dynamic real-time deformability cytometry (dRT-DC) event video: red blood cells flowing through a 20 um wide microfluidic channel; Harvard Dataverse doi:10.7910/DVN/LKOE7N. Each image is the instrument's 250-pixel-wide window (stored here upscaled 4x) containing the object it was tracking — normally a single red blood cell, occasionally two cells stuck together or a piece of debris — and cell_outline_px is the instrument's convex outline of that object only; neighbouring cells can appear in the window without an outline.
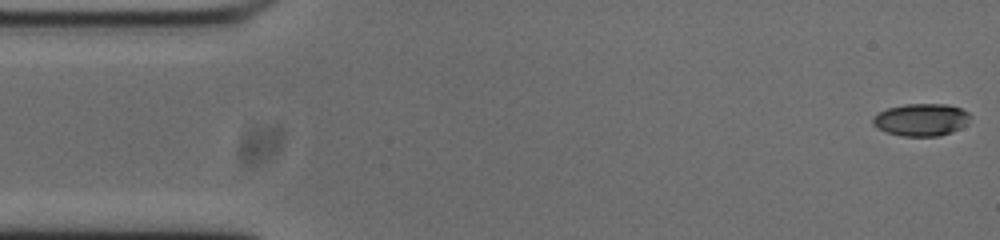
{"species": "common noctule bat (a hibernating species)", "species_latin": "Nyctalus noctula", "temperature_condition": "cold", "stored_images_in_passage": 53, "camera_frame_rate_fps": 3000, "um_per_image_px": 0.085, "animal": {"sex": "male", "body_mass_g": 20.0, "forearm_length_mm": 53.3}, "frame": {"image": 1, "passage_image": 1, "time_ms": 0.0, "image_size_px": [1000, 240], "cell_outline_px": [[972, 116], [968, 124], [952, 132], [940, 136], [900, 136], [876, 128], [872, 124], [872, 116], [888, 108], [904, 104], [948, 104], [960, 108], [968, 112]], "centroid_in_image_um": [78.32, 10.18], "position_along_channel_um": 6.7, "area_um2": 18.61}}
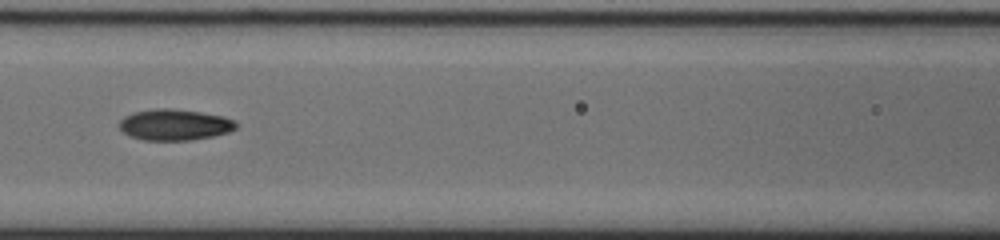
{"frame": {"image": 2, "passage_image": 22, "time_ms": 7.0, "image_size_px": [1000, 240], "cell_outline_px": [[236, 128], [228, 132], [212, 136], [192, 140], [144, 140], [128, 136], [120, 128], [120, 120], [124, 116], [132, 112], [156, 108], [172, 108], [200, 112], [224, 116], [236, 120]], "centroid_in_image_um": [14.83, 10.59], "position_along_channel_um": 151.8, "area_um2": 21.27}}
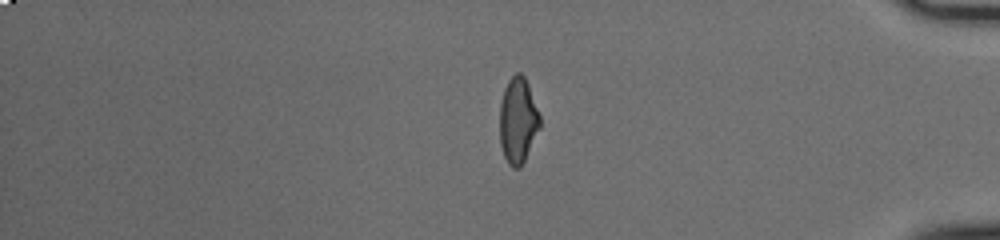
{"frame": {"image": 3, "passage_image": 44, "time_ms": 14.333, "image_size_px": [1000, 240], "cell_outline_px": [[540, 128], [520, 168], [512, 168], [508, 164], [504, 156], [500, 144], [500, 104], [504, 88], [508, 80], [516, 72], [520, 72], [524, 76], [528, 84], [540, 116]], "centroid_in_image_um": [44.01, 10.23], "position_along_channel_um": 391.2, "area_um2": 20.06}, "authors_computed_cell_mechanics": {"area_um2": 20.23, "velocity_mm_per_s": 3.7622, "shape_relaxation_time_tau1_ms": 9.9022, "shape_relaxation_time_tau2_ms": 2.5796, "deformation_change_tau1": 0.2454, "deformation_change_tau2": 0.0834}}